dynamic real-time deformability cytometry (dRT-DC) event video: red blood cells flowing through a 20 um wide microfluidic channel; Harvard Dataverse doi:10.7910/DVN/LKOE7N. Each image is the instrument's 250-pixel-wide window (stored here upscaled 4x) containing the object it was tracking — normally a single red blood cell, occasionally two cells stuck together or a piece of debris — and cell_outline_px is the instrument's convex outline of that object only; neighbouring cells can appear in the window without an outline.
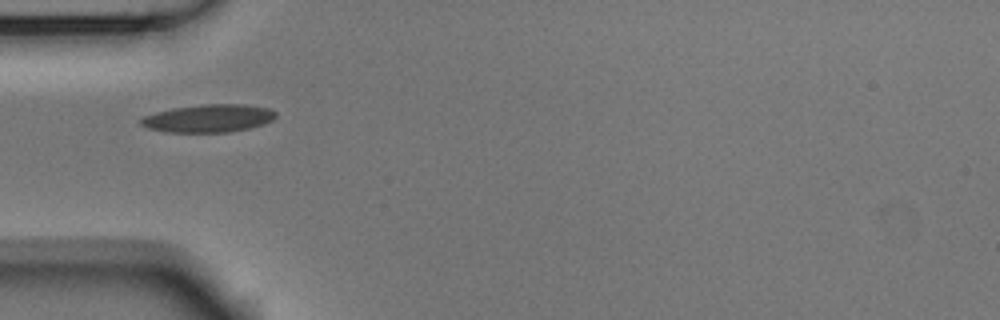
{"species": "Egyptian fruit bat (a non-hibernating species)", "species_latin": "Rousettus aegyptiacus", "temperature_condition": "room temperature", "stored_images_in_passage": 23, "camera_frame_rate_fps": 3000, "um_per_image_px": 0.085, "animal": {"sex": "male"}, "frame": {"image": 1, "passage_image": 1, "time_ms": 0.0, "image_size_px": [1000, 320], "cell_outline_px": [[276, 116], [272, 120], [264, 124], [248, 128], [228, 132], [164, 132], [148, 128], [140, 124], [140, 120], [144, 116], [156, 112], [172, 108], [204, 104], [244, 104], [268, 108], [276, 112]], "centroid_in_image_um": [17.72, 10.05], "position_along_channel_um": 67.3, "area_um2": 21.85}}
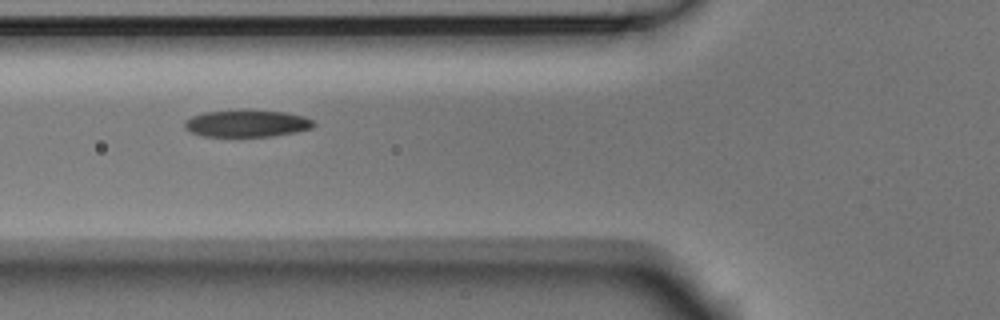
{"frame": {"image": 2, "passage_image": 4, "time_ms": 1.0, "image_size_px": [1000, 320], "cell_outline_px": [[316, 124], [312, 128], [296, 132], [272, 136], [204, 136], [188, 132], [184, 128], [184, 120], [192, 116], [204, 112], [236, 108], [240, 108], [284, 112], [304, 116], [312, 120]], "centroid_in_image_um": [20.94, 10.46], "position_along_channel_um": 104.9, "area_um2": 20.92}}
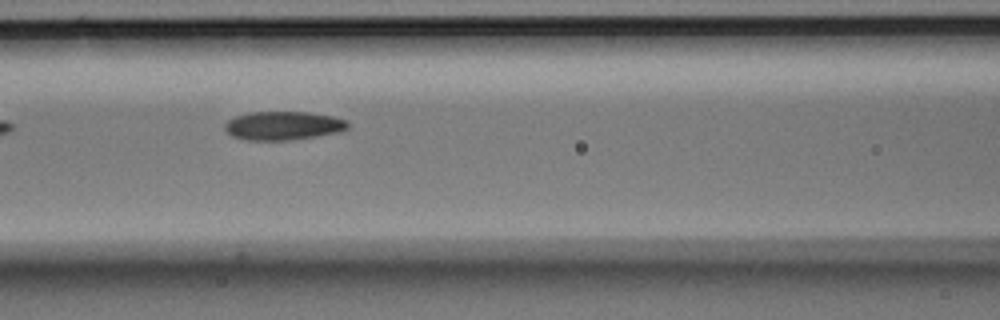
{"frame": {"image": 3, "passage_image": 7, "time_ms": 2.0, "image_size_px": [1000, 320], "cell_outline_px": [[348, 128], [340, 132], [292, 140], [244, 140], [232, 136], [224, 128], [224, 124], [228, 120], [236, 116], [248, 112], [308, 112], [332, 116], [348, 120]], "centroid_in_image_um": [24.07, 10.68], "position_along_channel_um": 142.5, "area_um2": 20.63}}